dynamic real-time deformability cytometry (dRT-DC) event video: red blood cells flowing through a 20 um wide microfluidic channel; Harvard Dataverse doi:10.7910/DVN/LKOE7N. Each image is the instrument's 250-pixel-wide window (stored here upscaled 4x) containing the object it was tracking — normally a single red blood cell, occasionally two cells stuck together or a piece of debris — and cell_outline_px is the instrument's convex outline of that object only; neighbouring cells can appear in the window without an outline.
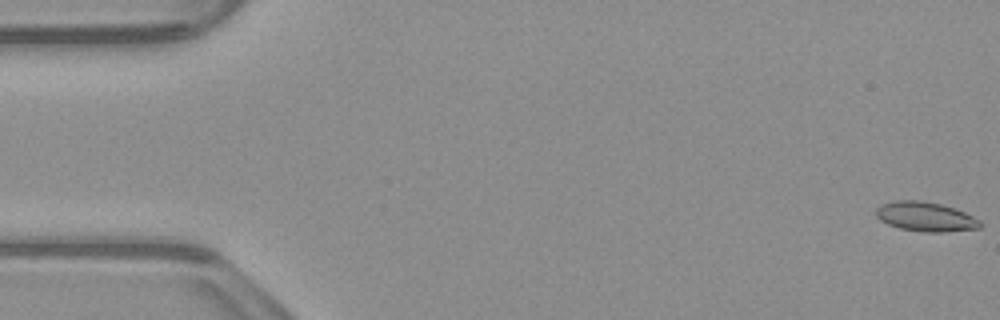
{"species": "common noctule bat (a hibernating species)", "species_latin": "Nyctalus noctula", "temperature_condition": "warm", "stored_images_in_passage": 54, "segment_of_instrument_passage": [1, 2], "camera_frame_rate_fps": 3000, "um_per_image_px": 0.085, "animal": {"sex": "male", "body_mass_g": 23.1, "forearm_length_mm": 52.7}, "frame": {"image": 1, "passage_image": 1, "time_ms": 0.0, "image_size_px": [1000, 320], "cell_outline_px": [[984, 224], [980, 228], [940, 232], [924, 232], [900, 228], [888, 224], [880, 220], [876, 216], [876, 208], [880, 204], [896, 200], [920, 200], [940, 204], [964, 212], [980, 220]], "centroid_in_image_um": [78.66, 18.41], "position_along_channel_um": 6.3, "area_um2": 17.8}}
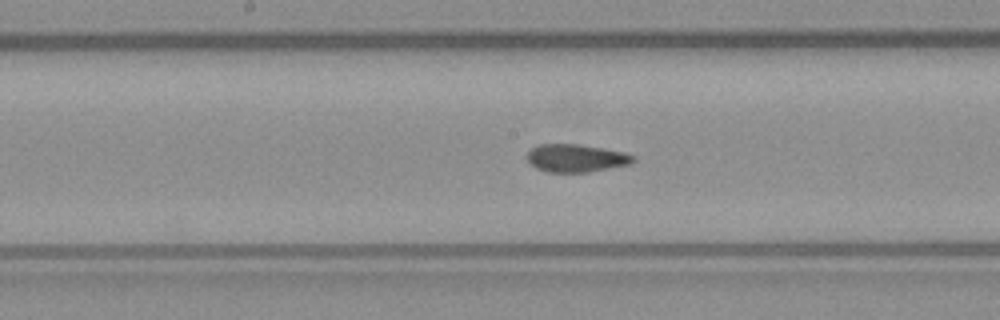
{"frame": {"image": 2, "passage_image": 27, "time_ms": 8.667, "image_size_px": [1000, 320], "cell_outline_px": [[636, 160], [632, 164], [588, 172], [548, 172], [536, 168], [528, 164], [528, 152], [532, 148], [540, 144], [580, 144], [624, 152], [636, 156]], "centroid_in_image_um": [48.99, 13.44], "position_along_channel_um": 199.2, "area_um2": 17.34}}
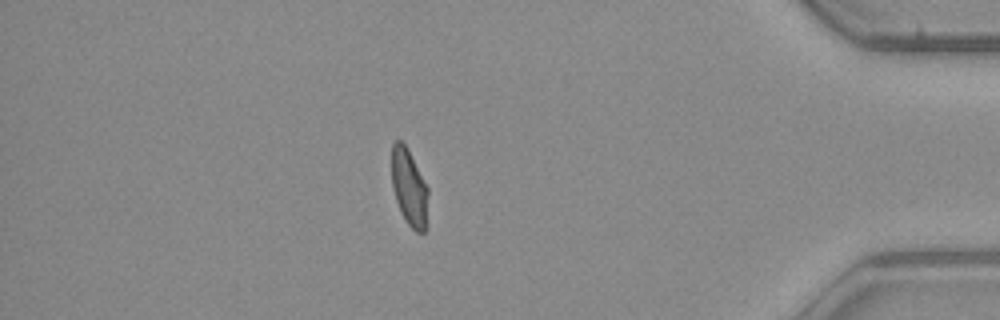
{"frame": {"image": 3, "passage_image": 46, "time_ms": 15.0, "image_size_px": [1000, 320], "cell_outline_px": [[428, 192], [424, 232], [416, 232], [408, 224], [400, 212], [392, 188], [392, 144], [396, 140], [400, 140], [404, 144], [428, 188]], "centroid_in_image_um": [34.75, 15.95], "position_along_channel_um": 400.4, "area_um2": 15.84}}